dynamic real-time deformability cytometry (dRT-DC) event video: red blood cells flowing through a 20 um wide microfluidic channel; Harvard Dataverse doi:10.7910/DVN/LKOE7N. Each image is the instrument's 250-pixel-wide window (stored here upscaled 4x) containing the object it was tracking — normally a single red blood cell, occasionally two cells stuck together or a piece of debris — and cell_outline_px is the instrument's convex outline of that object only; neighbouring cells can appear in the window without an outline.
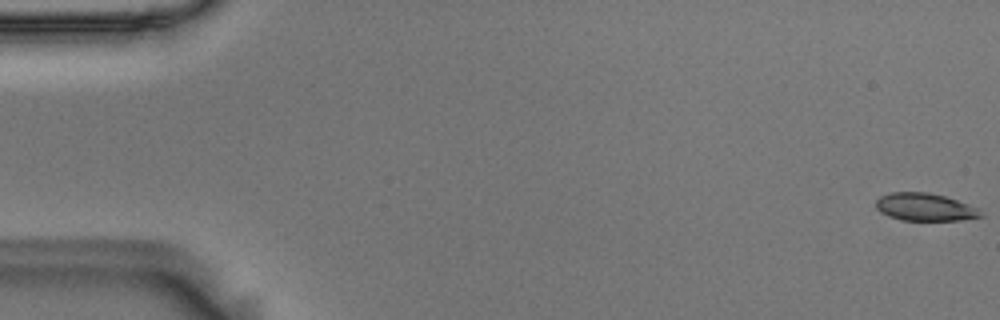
{"species": "Egyptian fruit bat (a non-hibernating species)", "species_latin": "Rousettus aegyptiacus", "temperature_condition": "room temperature", "stored_images_in_passage": 56, "camera_frame_rate_fps": 3000, "um_per_image_px": 0.085, "animal": {"sex": "male"}, "frame": {"image": 1, "passage_image": 1, "time_ms": 0.0, "image_size_px": [1000, 320], "cell_outline_px": [[984, 216], [960, 220], [900, 220], [888, 216], [880, 212], [876, 208], [876, 200], [880, 196], [892, 192], [928, 192], [944, 196], [956, 200], [976, 208]], "centroid_in_image_um": [78.56, 17.6], "position_along_channel_um": 6.4, "area_um2": 16.7}}
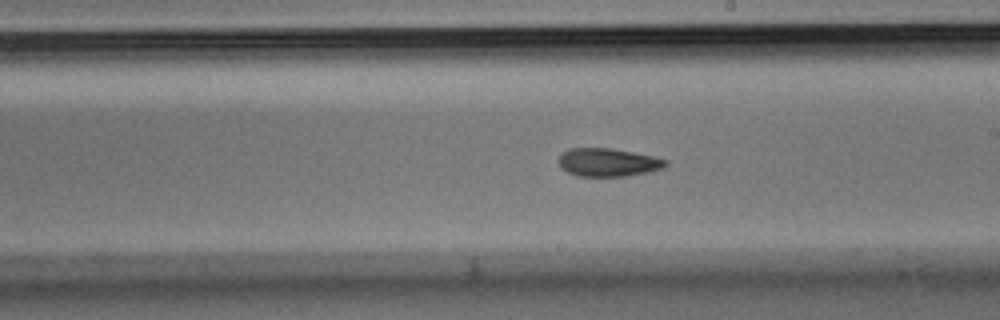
{"frame": {"image": 2, "passage_image": 32, "time_ms": 10.333, "image_size_px": [1000, 320], "cell_outline_px": [[668, 164], [664, 168], [648, 172], [628, 176], [576, 176], [568, 172], [560, 164], [560, 152], [568, 148], [612, 148], [652, 156], [668, 160]], "centroid_in_image_um": [51.7, 13.79], "position_along_channel_um": 237.3, "area_um2": 17.57}}
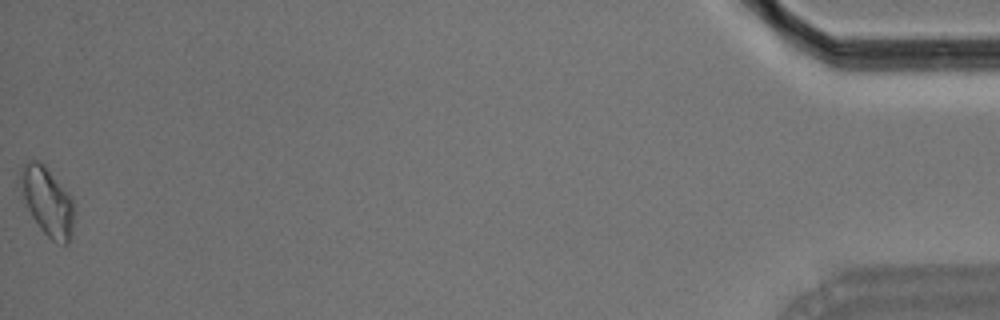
{"frame": {"image": 3, "passage_image": 56, "time_ms": 18.333, "image_size_px": [1000, 320], "cell_outline_px": [[72, 236], [68, 244], [64, 244], [52, 240], [40, 228], [32, 216], [28, 208], [16, 180], [20, 168], [28, 160], [40, 160], [44, 164], [72, 196]], "centroid_in_image_um": [3.97, 17.05], "position_along_channel_um": 431.2, "area_um2": 21.56}, "authors_computed_cell_mechanics": {"area_um2": 18.0625, "velocity_mm_per_s": 3.6441, "shape_relaxation_time_tau1_ms": null, "shape_relaxation_time_tau2_ms": 3.434, "deformation_change_tau1": null, "deformation_change_tau2": 0.078}}